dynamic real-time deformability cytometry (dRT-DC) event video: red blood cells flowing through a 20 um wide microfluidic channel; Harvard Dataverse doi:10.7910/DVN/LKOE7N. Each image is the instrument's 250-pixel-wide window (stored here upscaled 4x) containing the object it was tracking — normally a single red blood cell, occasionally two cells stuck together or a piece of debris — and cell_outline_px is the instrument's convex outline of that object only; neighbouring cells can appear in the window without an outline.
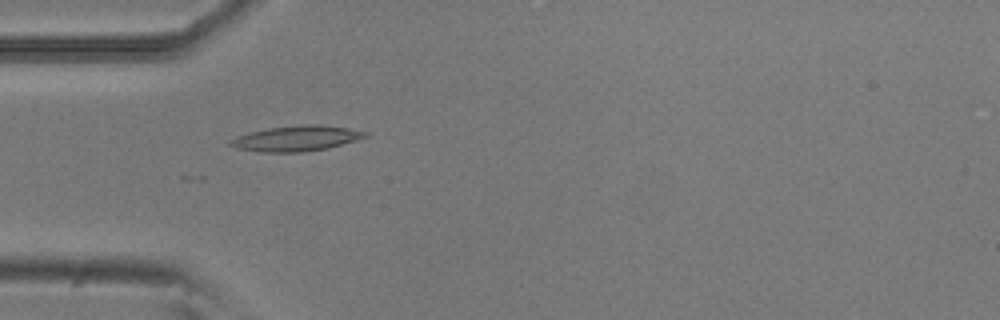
{"species": "common noctule bat (a hibernating species)", "species_latin": "Nyctalus noctula", "temperature_condition": "room temperature", "stored_images_in_passage": 51, "camera_frame_rate_fps": 3000, "um_per_image_px": 0.085, "animal": {"sex": "male", "body_mass_g": 20.5, "forearm_length_mm": 52.5}, "frame": {"image": 1, "passage_image": 16, "time_ms": 5.0, "image_size_px": [1000, 320], "cell_outline_px": [[368, 136], [328, 148], [304, 152], [260, 152], [236, 148], [228, 144], [228, 140], [236, 136], [248, 132], [268, 128], [300, 124], [320, 124], [348, 128], [368, 132]], "centroid_in_image_um": [25.14, 11.76], "position_along_channel_um": 59.9, "area_um2": 20.11}}
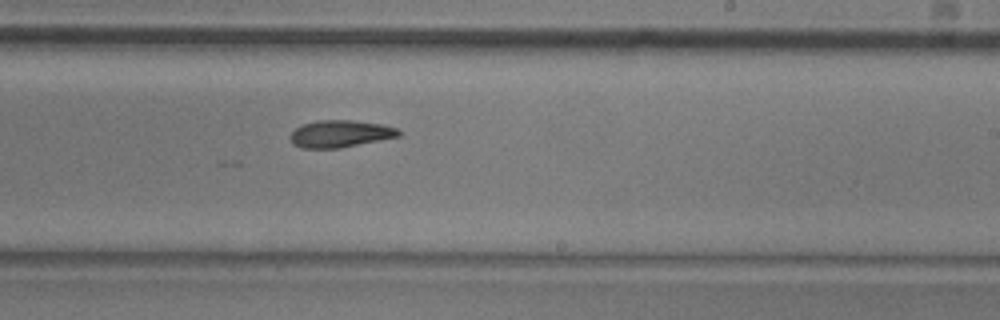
{"frame": {"image": 2, "passage_image": 32, "time_ms": 10.333, "image_size_px": [1000, 320], "cell_outline_px": [[404, 132], [400, 136], [340, 148], [300, 148], [292, 144], [288, 136], [296, 128], [304, 124], [316, 120], [352, 120], [384, 124], [400, 128]], "centroid_in_image_um": [28.96, 11.36], "position_along_channel_um": 260.0, "area_um2": 17.46}}
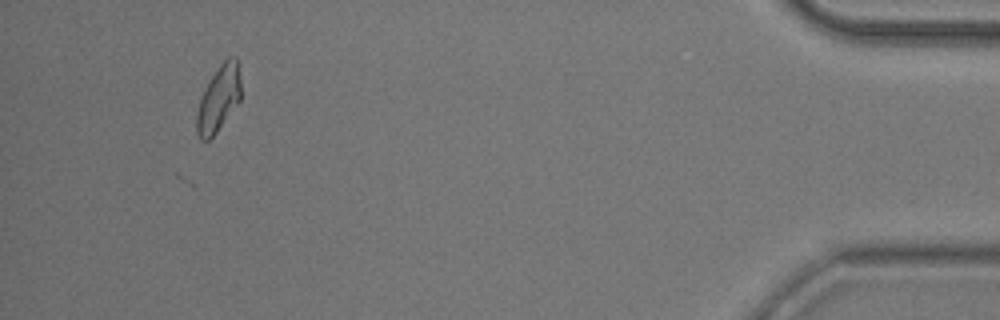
{"frame": {"image": 3, "passage_image": 50, "time_ms": 16.333, "image_size_px": [1000, 320], "cell_outline_px": [[240, 100], [216, 132], [208, 140], [200, 140], [196, 132], [196, 116], [200, 100], [204, 88], [220, 64], [228, 56], [236, 56], [240, 80]], "centroid_in_image_um": [18.57, 8.38], "position_along_channel_um": 416.6, "area_um2": 16.7}, "authors_computed_cell_mechanics": {"area_um2": 17.3978, "velocity_mm_per_s": 3.78, "shape_relaxation_time_tau1_ms": 3.268, "shape_relaxation_time_tau2_ms": 4.1178, "deformation_change_tau1": 0.1066, "deformation_change_tau2": 0.1025}}